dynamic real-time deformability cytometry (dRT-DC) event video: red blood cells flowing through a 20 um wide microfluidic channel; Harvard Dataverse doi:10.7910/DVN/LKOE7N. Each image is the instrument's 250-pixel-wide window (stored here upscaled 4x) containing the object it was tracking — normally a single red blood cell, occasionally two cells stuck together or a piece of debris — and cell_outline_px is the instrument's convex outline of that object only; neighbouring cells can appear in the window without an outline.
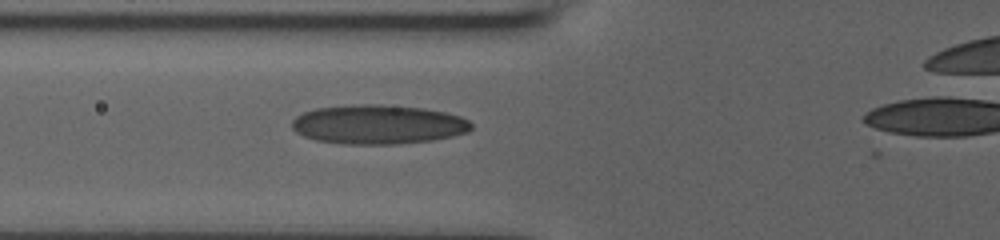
{"species": "human", "species_latin": "Homo sapiens", "temperature_condition": "room temperature", "stored_images_in_passage": 5, "camera_frame_rate_fps": 3000, "um_per_image_px": 0.085, "donor": {"sex": "male"}, "frame": {"image": 1, "passage_image": 5, "time_ms": 1.333, "image_size_px": [1000, 240], "cell_outline_px": [[472, 128], [468, 132], [452, 136], [432, 140], [396, 144], [344, 144], [316, 140], [304, 136], [296, 132], [292, 128], [292, 120], [296, 116], [304, 112], [316, 108], [352, 104], [380, 104], [424, 108], [444, 112], [460, 116], [468, 120], [472, 124]], "centroid_in_image_um": [32.13, 10.57], "position_along_channel_um": 93.7, "area_um2": 41.15}}